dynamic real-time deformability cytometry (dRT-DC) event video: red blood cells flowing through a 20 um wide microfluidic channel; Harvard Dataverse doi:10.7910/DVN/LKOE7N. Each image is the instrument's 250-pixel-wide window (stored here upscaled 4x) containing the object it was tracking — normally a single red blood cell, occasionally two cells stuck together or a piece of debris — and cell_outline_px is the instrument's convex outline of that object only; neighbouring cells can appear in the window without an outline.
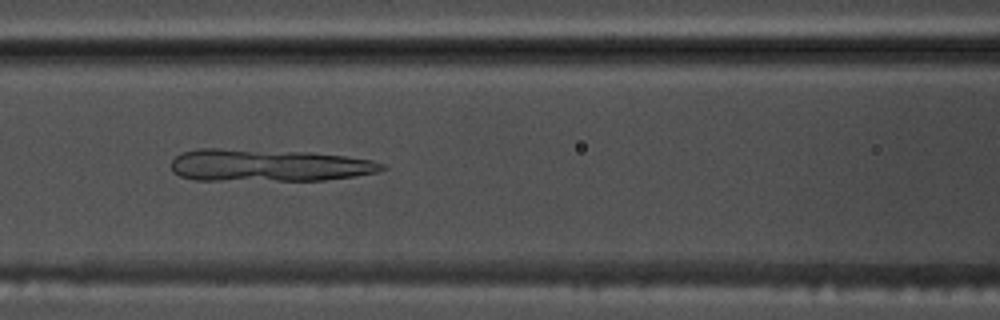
{"species": "common noctule bat (a hibernating species)", "species_latin": "Nyctalus noctula", "temperature_condition": "warm", "stored_images_in_passage": 33, "camera_frame_rate_fps": 3000, "um_per_image_px": 0.085, "animal": {"sex": "male", "body_mass_g": 17.5, "forearm_length_mm": 52.3}, "frame": {"image": 1, "passage_image": 24, "time_ms": 7.667, "image_size_px": [1000, 320], "cell_outline_px": [[388, 168], [376, 172], [356, 176], [324, 180], [196, 180], [180, 176], [172, 172], [172, 160], [180, 152], [196, 148], [220, 148], [308, 152], [344, 156], [372, 160], [384, 164]], "centroid_in_image_um": [22.79, 14.04], "position_along_channel_um": 143.8, "area_um2": 39.88}}
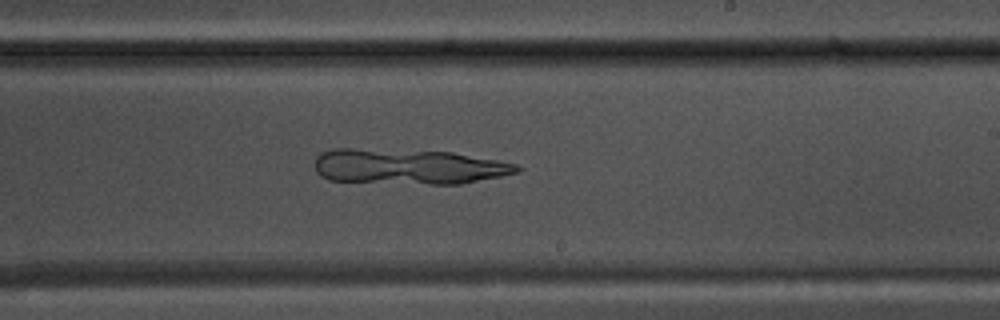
{"frame": {"image": 2, "passage_image": 33, "time_ms": 10.667, "image_size_px": [1000, 320], "cell_outline_px": [[524, 168], [520, 172], [460, 184], [428, 184], [328, 180], [320, 176], [316, 172], [316, 156], [320, 152], [332, 148], [352, 148], [452, 152], [496, 160], [516, 164]], "centroid_in_image_um": [34.7, 14.15], "position_along_channel_um": 254.3, "area_um2": 41.62}}